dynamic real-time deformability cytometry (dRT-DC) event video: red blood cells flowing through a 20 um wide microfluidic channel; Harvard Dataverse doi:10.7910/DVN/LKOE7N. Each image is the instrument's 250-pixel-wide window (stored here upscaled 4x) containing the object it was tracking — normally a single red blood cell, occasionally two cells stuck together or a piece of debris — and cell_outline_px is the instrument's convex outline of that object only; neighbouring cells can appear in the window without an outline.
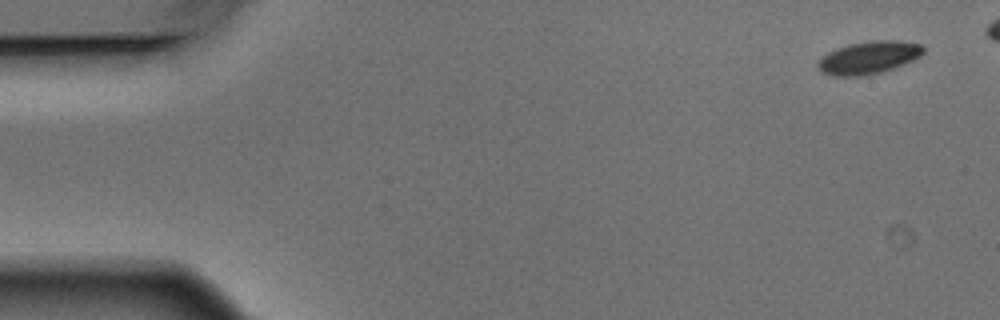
{"species": "Egyptian fruit bat (a non-hibernating species)", "species_latin": "Rousettus aegyptiacus", "temperature_condition": "warm", "stored_images_in_passage": 7, "camera_frame_rate_fps": 3000, "um_per_image_px": 0.085, "animal": {"sex": "male"}, "frame": {"image": 1, "passage_image": 1, "time_ms": 0.0, "image_size_px": [1000, 320], "cell_outline_px": [[924, 52], [920, 56], [904, 64], [880, 72], [860, 76], [832, 76], [820, 72], [816, 64], [828, 52], [836, 48], [848, 44], [872, 40], [900, 40], [920, 44], [924, 48]], "centroid_in_image_um": [73.82, 4.89], "position_along_channel_um": 11.2, "area_um2": 20.06}}
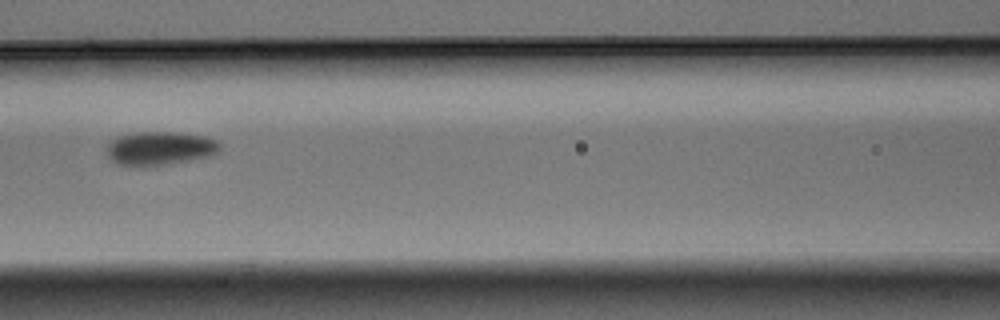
{"frame": {"image": 2, "passage_image": 6, "time_ms": 1.667, "image_size_px": [1000, 320], "cell_outline_px": [[220, 148], [212, 156], [144, 168], [140, 168], [116, 164], [108, 156], [108, 144], [116, 136], [136, 132], [176, 132], [204, 136], [216, 140], [220, 144]], "centroid_in_image_um": [13.56, 12.62], "position_along_channel_um": 153.0, "area_um2": 22.48}}
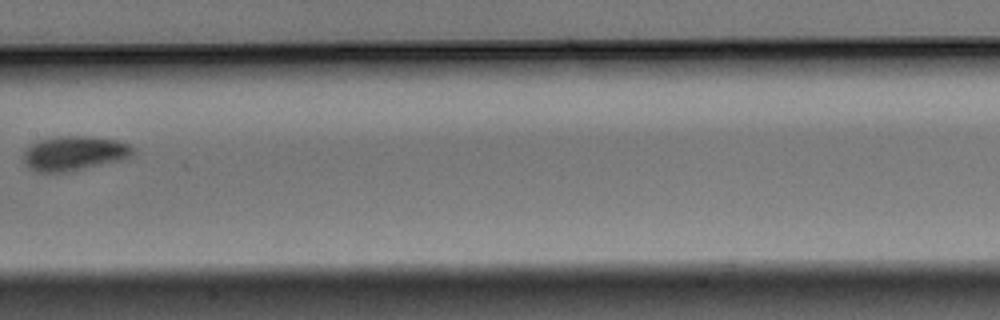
{"frame": {"image": 3, "passage_image": 7, "time_ms": 2.0, "image_size_px": [1000, 320], "cell_outline_px": [[136, 152], [124, 160], [64, 172], [36, 172], [28, 168], [24, 164], [24, 152], [36, 140], [56, 136], [88, 136], [116, 140], [128, 144]], "centroid_in_image_um": [6.29, 13.03], "position_along_channel_um": 201.1, "area_um2": 22.08}}